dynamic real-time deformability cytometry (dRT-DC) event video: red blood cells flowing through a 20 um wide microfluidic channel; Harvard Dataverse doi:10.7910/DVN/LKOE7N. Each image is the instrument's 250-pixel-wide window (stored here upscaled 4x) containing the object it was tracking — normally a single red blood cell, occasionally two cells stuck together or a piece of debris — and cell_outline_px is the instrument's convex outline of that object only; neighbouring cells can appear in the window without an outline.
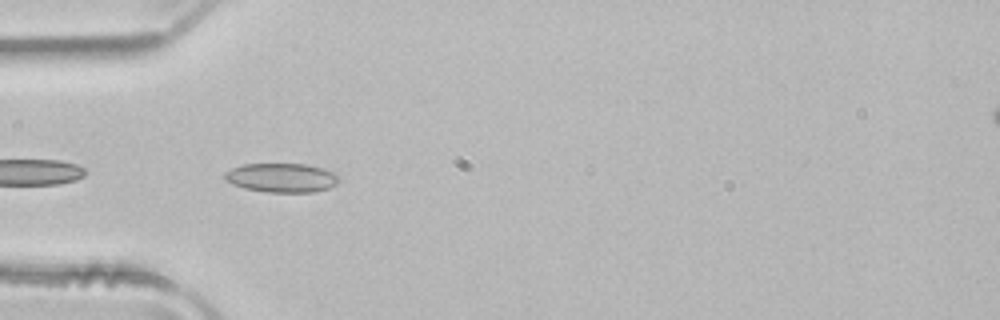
{"species": "common noctule bat (a hibernating species)", "species_latin": "Nyctalus noctula", "temperature_condition": "room temperature", "stored_images_in_passage": 11, "camera_frame_rate_fps": 3000, "um_per_image_px": 0.085, "animal": {"sex": "male", "body_mass_g": 21.5, "forearm_length_mm": 52.0}, "frame": {"image": 1, "passage_image": 2, "time_ms": 0.333, "image_size_px": [1000, 320], "cell_outline_px": [[340, 180], [336, 184], [328, 188], [312, 192], [264, 192], [244, 188], [232, 184], [224, 180], [224, 172], [232, 168], [244, 164], [304, 164], [324, 168], [340, 176]], "centroid_in_image_um": [23.93, 15.11], "position_along_channel_um": 61.1, "area_um2": 19.48}}
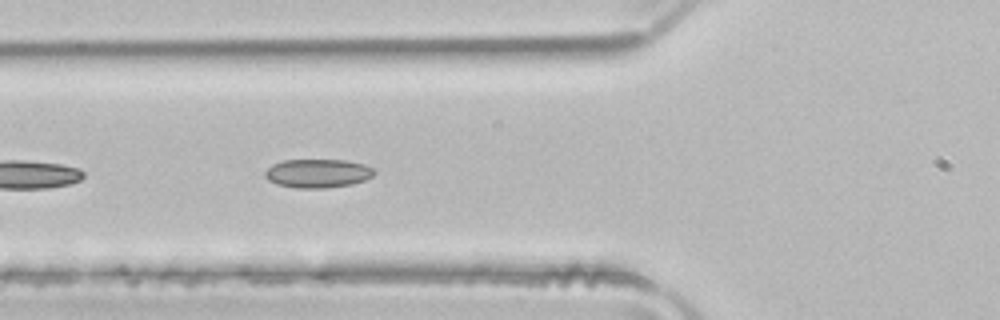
{"frame": {"image": 2, "passage_image": 5, "time_ms": 1.333, "image_size_px": [1000, 320], "cell_outline_px": [[376, 172], [372, 176], [364, 180], [352, 184], [324, 188], [296, 188], [276, 184], [268, 180], [264, 176], [264, 172], [272, 164], [284, 160], [348, 160], [364, 164], [372, 168]], "centroid_in_image_um": [26.99, 14.73], "position_along_channel_um": 98.8, "area_um2": 18.32}}
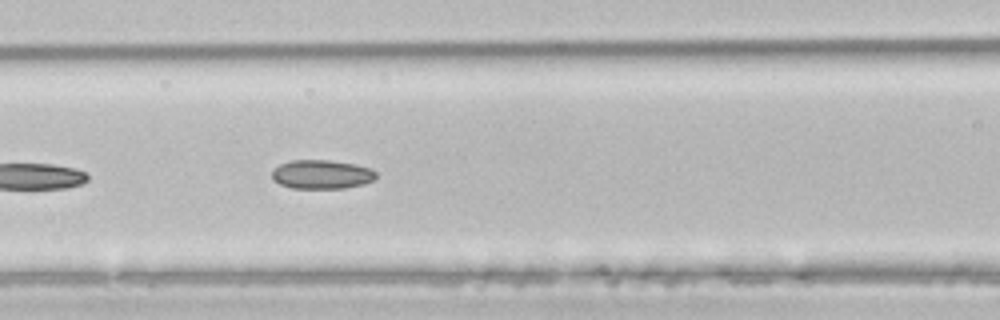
{"frame": {"image": 3, "passage_image": 8, "time_ms": 2.333, "image_size_px": [1000, 320], "cell_outline_px": [[376, 176], [372, 180], [364, 184], [344, 188], [292, 188], [280, 184], [272, 180], [272, 172], [280, 164], [292, 160], [328, 160], [356, 164], [368, 168], [376, 172]], "centroid_in_image_um": [27.33, 14.82], "position_along_channel_um": 139.3, "area_um2": 17.46}}